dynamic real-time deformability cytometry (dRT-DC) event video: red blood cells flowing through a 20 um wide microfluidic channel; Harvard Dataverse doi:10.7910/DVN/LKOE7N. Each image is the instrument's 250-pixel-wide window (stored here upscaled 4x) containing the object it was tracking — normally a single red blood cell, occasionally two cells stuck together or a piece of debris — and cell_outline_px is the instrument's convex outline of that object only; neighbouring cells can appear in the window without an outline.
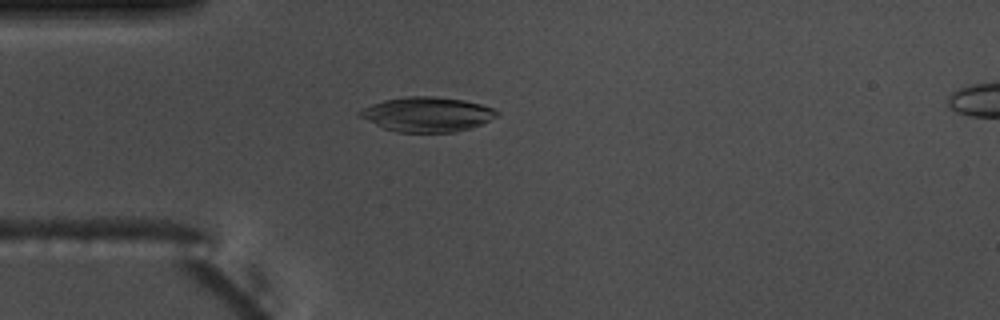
{"species": "common noctule bat (a hibernating species)", "species_latin": "Nyctalus noctula", "temperature_condition": "warm", "stored_images_in_passage": 3, "camera_frame_rate_fps": 3000, "um_per_image_px": 0.085, "animal": {"sex": "male", "body_mass_g": 17.5, "forearm_length_mm": 52.3}, "frame": {"image": 1, "passage_image": 1, "time_ms": 0.0, "image_size_px": [1000, 320], "cell_outline_px": [[500, 112], [496, 116], [480, 124], [456, 132], [396, 132], [384, 128], [360, 116], [356, 112], [372, 104], [384, 100], [408, 96], [432, 96], [464, 100], [480, 104], [492, 108]], "centroid_in_image_um": [36.3, 9.71], "position_along_channel_um": 48.7, "area_um2": 27.34}}